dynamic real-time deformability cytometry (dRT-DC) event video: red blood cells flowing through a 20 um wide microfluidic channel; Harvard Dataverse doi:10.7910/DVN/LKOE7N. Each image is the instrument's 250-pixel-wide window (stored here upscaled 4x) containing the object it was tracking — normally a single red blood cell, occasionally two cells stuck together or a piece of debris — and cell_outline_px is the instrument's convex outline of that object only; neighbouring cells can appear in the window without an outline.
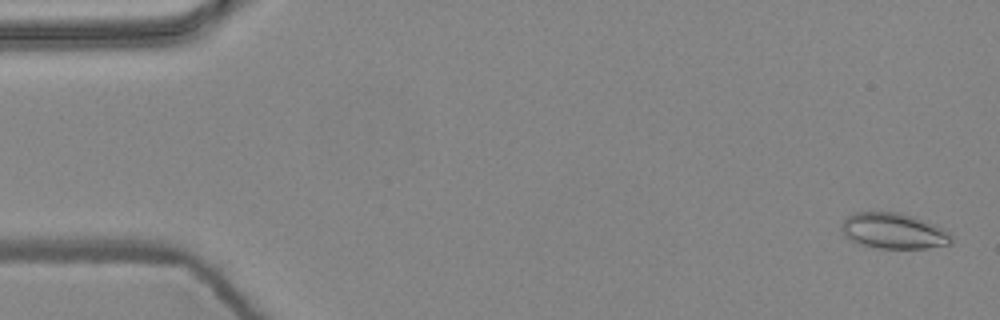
{"species": "common noctule bat (a hibernating species)", "species_latin": "Nyctalus noctula", "temperature_condition": "warm", "stored_images_in_passage": 6, "camera_frame_rate_fps": 3000, "um_per_image_px": 0.085, "animal": {"sex": "female", "body_mass_g": 24.6, "forearm_length_mm": 56.2}, "frame": {"image": 1, "passage_image": 1, "time_ms": 0.0, "image_size_px": [1000, 320], "cell_outline_px": [[952, 244], [928, 248], [880, 248], [860, 244], [844, 236], [840, 228], [844, 216], [852, 212], [900, 212], [936, 224], [944, 228], [952, 236]], "centroid_in_image_um": [75.94, 19.61], "position_along_channel_um": 9.1, "area_um2": 23.18}}